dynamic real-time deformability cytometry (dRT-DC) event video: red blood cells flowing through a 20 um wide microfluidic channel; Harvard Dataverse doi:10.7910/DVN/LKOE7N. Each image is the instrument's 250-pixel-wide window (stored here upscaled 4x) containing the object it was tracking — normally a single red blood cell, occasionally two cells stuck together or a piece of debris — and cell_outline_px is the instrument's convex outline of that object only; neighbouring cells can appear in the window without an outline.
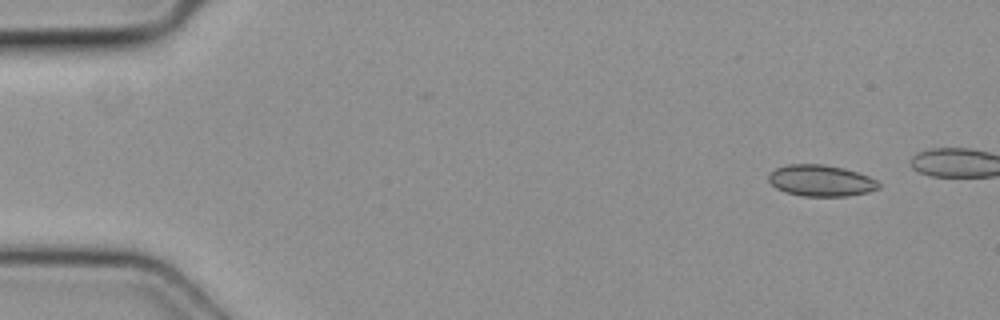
{"species": "common noctule bat (a hibernating species)", "species_latin": "Nyctalus noctula", "temperature_condition": "cold", "stored_images_in_passage": 3, "camera_frame_rate_fps": 3000, "um_per_image_px": 0.085, "animal": {"sex": "female", "body_mass_g": 19.3, "forearm_length_mm": 54.1}, "frame": {"image": 1, "passage_image": 1, "time_ms": 0.0, "image_size_px": [1000, 320], "cell_outline_px": [[880, 188], [868, 192], [848, 196], [800, 196], [784, 192], [776, 188], [768, 180], [768, 172], [776, 168], [788, 164], [824, 164], [844, 168], [868, 176], [876, 180], [880, 184]], "centroid_in_image_um": [69.75, 15.35], "position_along_channel_um": 15.3, "area_um2": 20.29}}